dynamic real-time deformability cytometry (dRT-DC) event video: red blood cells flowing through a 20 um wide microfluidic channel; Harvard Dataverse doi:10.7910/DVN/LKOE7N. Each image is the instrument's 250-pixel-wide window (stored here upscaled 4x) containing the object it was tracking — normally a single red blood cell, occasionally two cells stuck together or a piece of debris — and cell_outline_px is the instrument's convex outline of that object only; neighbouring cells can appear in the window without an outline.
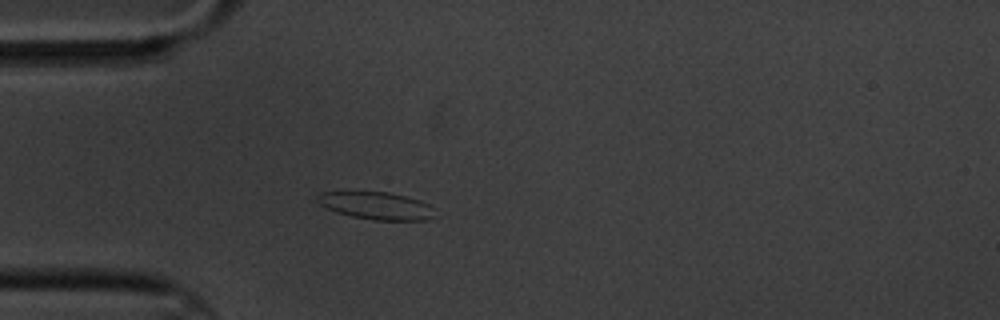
{"species": "common noctule bat (a hibernating species)", "species_latin": "Nyctalus noctula", "temperature_condition": "cold", "stored_images_in_passage": 1, "camera_frame_rate_fps": 3000, "um_per_image_px": 0.085, "animal": {"sex": "male", "body_mass_g": 20.1, "forearm_length_mm": 53.5}, "frame": {"image": 1, "passage_image": 1, "time_ms": 0.0, "image_size_px": [1000, 320], "cell_outline_px": [[436, 216], [428, 220], [372, 220], [352, 216], [336, 212], [320, 204], [316, 200], [316, 196], [320, 192], [388, 192], [420, 200], [436, 208]], "centroid_in_image_um": [32.04, 17.49], "position_along_channel_um": 53.0, "area_um2": 18.9}}